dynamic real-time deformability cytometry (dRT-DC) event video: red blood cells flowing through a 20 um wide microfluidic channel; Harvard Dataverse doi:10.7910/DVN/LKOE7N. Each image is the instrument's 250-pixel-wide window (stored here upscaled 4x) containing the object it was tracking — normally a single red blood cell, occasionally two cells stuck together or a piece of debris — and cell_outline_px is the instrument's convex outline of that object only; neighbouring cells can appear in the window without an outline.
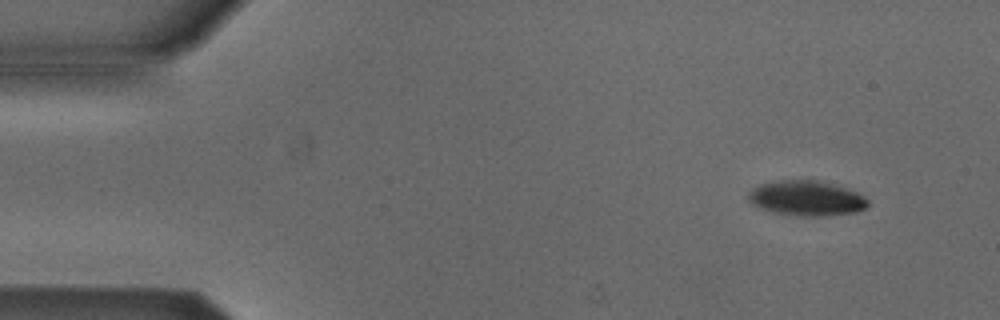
{"species": "Egyptian fruit bat (a non-hibernating species)", "species_latin": "Rousettus aegyptiacus", "temperature_condition": "cold", "stored_images_in_passage": 4, "camera_frame_rate_fps": 3000, "um_per_image_px": 0.085, "animal": {"sex": "male"}, "frame": {"image": 1, "passage_image": 1, "time_ms": 0.0, "image_size_px": [1000, 320], "cell_outline_px": [[868, 204], [864, 208], [856, 212], [824, 216], [800, 216], [776, 212], [760, 208], [752, 204], [748, 200], [748, 192], [752, 188], [760, 184], [780, 180], [820, 180], [848, 188], [864, 196], [868, 200]], "centroid_in_image_um": [68.55, 16.84], "position_along_channel_um": 16.5, "area_um2": 24.45}}
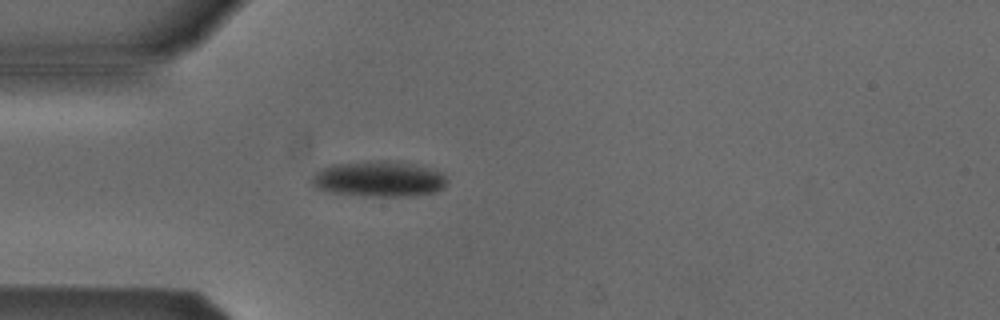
{"frame": {"image": 2, "passage_image": 4, "time_ms": 3.333, "image_size_px": [1000, 320], "cell_outline_px": [[448, 184], [436, 192], [408, 196], [364, 196], [332, 192], [316, 188], [308, 180], [320, 168], [332, 164], [368, 160], [400, 160], [424, 164], [440, 172], [444, 176]], "centroid_in_image_um": [32.22, 15.17], "position_along_channel_um": 52.8, "area_um2": 28.96}}